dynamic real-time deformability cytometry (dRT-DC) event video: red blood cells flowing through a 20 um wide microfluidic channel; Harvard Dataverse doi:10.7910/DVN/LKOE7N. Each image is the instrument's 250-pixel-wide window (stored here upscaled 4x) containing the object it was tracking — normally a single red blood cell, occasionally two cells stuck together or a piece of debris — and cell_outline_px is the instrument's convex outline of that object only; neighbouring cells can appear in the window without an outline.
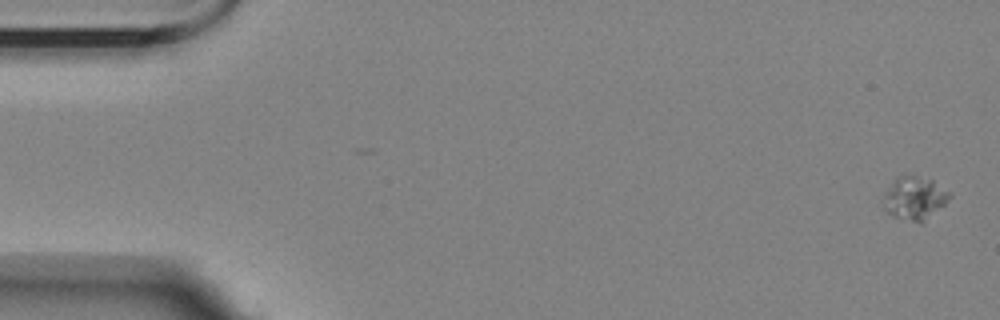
{"species": "Egyptian fruit bat (a non-hibernating species)", "species_latin": "Rousettus aegyptiacus", "temperature_condition": "room temperature", "stored_images_in_passage": 15, "camera_frame_rate_fps": 3000, "um_per_image_px": 0.085, "animal": {"sex": "female"}, "frame": {"image": 1, "passage_image": 1, "time_ms": 0.0, "image_size_px": [1000, 320], "cell_outline_px": [[952, 196], [944, 204], [920, 224], [892, 216], [880, 204], [880, 200], [896, 176], [904, 172], [932, 180], [948, 192]], "centroid_in_image_um": [77.66, 16.82], "position_along_channel_um": 7.3, "area_um2": 16.88}}
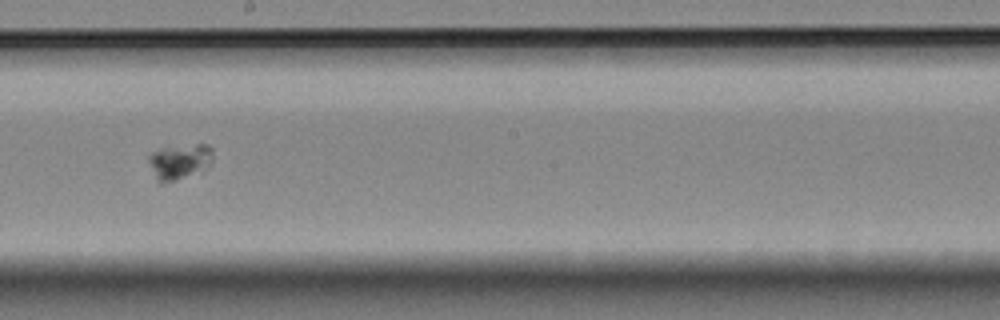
{"frame": {"image": 2, "passage_image": 9, "time_ms": 10.667, "image_size_px": [1000, 320], "cell_outline_px": [[212, 160], [204, 172], [176, 180], [160, 184], [156, 180], [148, 160], [148, 156], [152, 152], [160, 148], [196, 144], [208, 144], [212, 148]], "centroid_in_image_um": [15.28, 13.75], "position_along_channel_um": 232.9, "area_um2": 13.53}}
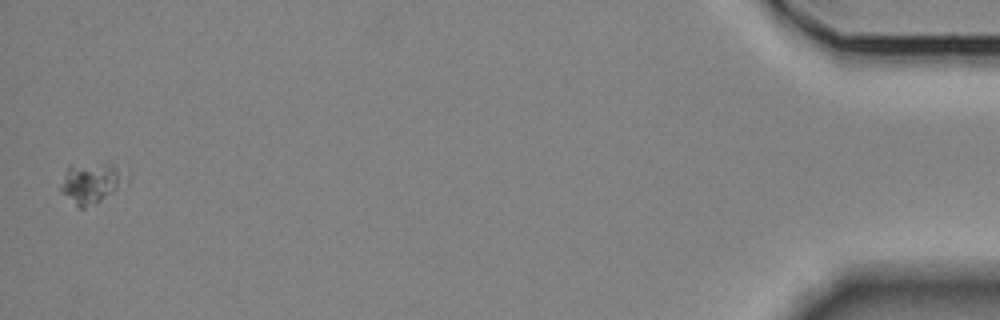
{"frame": {"image": 3, "passage_image": 15, "time_ms": 19.0, "image_size_px": [1000, 320], "cell_outline_px": [[132, 168], [128, 184], [100, 200], [84, 208], [80, 208], [60, 192], [60, 184], [68, 168], [112, 164]], "centroid_in_image_um": [7.94, 15.55], "position_along_channel_um": 427.3, "area_um2": 15.49}}